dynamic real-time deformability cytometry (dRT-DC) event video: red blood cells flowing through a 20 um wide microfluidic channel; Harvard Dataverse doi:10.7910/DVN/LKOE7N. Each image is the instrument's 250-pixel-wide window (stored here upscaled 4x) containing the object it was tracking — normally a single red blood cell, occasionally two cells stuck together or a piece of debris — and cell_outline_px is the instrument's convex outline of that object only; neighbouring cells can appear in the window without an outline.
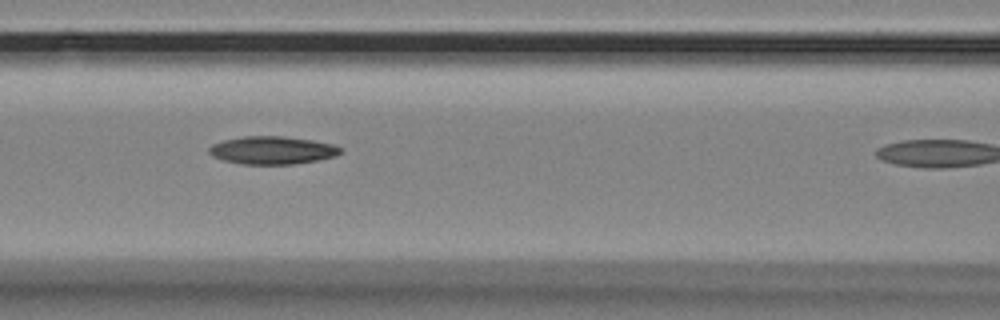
{"species": "Egyptian fruit bat (a non-hibernating species)", "species_latin": "Rousettus aegyptiacus", "temperature_condition": "room temperature", "stored_images_in_passage": 7, "camera_frame_rate_fps": 3000, "um_per_image_px": 0.085, "animal": {"sex": "female"}, "frame": {"image": 1, "passage_image": 6, "time_ms": 1.667, "image_size_px": [1000, 320], "cell_outline_px": [[344, 148], [336, 156], [316, 160], [292, 164], [244, 164], [224, 160], [212, 156], [208, 152], [208, 148], [212, 144], [224, 140], [244, 136], [284, 136], [312, 140], [332, 144]], "centroid_in_image_um": [23.14, 12.76], "position_along_channel_um": 143.5, "area_um2": 21.27}}